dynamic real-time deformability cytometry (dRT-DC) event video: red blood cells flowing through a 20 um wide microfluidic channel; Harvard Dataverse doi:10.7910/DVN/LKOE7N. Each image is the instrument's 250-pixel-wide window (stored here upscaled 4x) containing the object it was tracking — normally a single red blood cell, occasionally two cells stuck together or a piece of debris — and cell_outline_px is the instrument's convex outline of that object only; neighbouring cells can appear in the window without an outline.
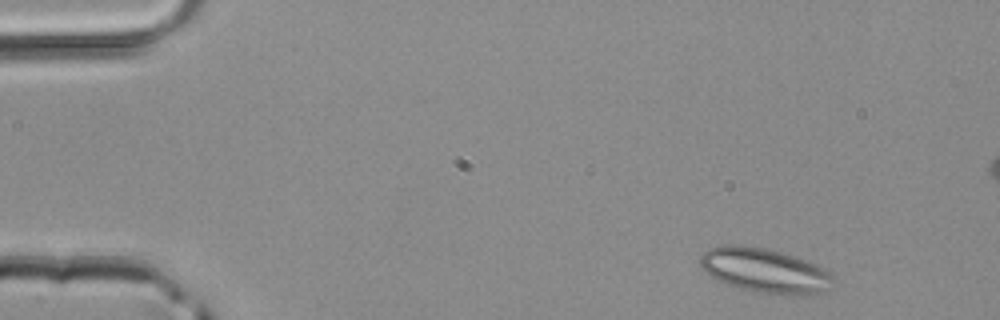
{"species": "common noctule bat (a hibernating species)", "species_latin": "Nyctalus noctula", "temperature_condition": "room temperature", "stored_images_in_passage": 4, "camera_frame_rate_fps": 3000, "um_per_image_px": 0.085, "animal": {"sex": "male", "body_mass_g": 20.4}, "frame": {"image": 1, "passage_image": 1, "time_ms": 0.0, "image_size_px": [1000, 320], "cell_outline_px": [[836, 288], [824, 292], [808, 296], [788, 296], [760, 292], [740, 288], [724, 284], [712, 276], [700, 264], [700, 256], [708, 248], [724, 244], [736, 244], [764, 248], [780, 252], [808, 260], [824, 268], [836, 276]], "centroid_in_image_um": [65.13, 23.02], "position_along_channel_um": 19.9, "area_um2": 35.32}}